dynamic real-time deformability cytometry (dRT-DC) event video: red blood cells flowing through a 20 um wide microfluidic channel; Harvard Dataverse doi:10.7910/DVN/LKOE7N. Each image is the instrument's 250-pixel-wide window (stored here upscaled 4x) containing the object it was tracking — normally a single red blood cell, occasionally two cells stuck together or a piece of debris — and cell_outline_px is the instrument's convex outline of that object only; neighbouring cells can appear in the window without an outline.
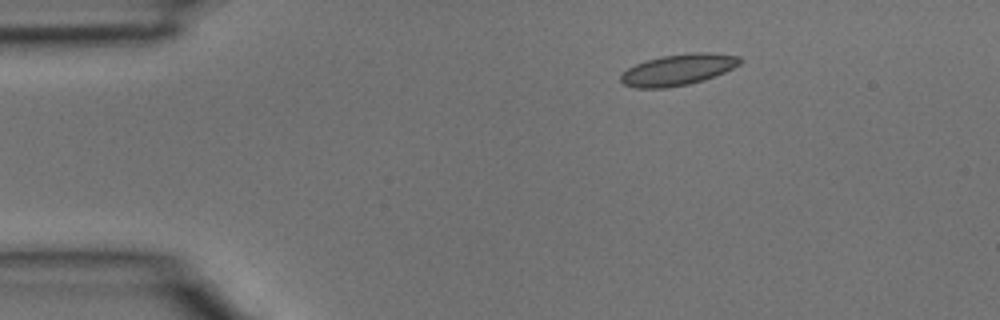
{"species": "common noctule bat (a hibernating species)", "species_latin": "Nyctalus noctula", "temperature_condition": "room temperature", "stored_images_in_passage": 4, "camera_frame_rate_fps": 3000, "um_per_image_px": 0.085, "animal": {"sex": "male", "body_mass_g": 15.6}, "frame": {"image": 1, "passage_image": 2, "time_ms": 0.333, "image_size_px": [1000, 320], "cell_outline_px": [[744, 60], [740, 64], [724, 72], [704, 80], [688, 84], [668, 88], [636, 88], [624, 84], [620, 80], [620, 76], [628, 68], [636, 64], [660, 56], [692, 52], [712, 52], [740, 56]], "centroid_in_image_um": [57.67, 5.91], "position_along_channel_um": 27.3, "area_um2": 21.73}}
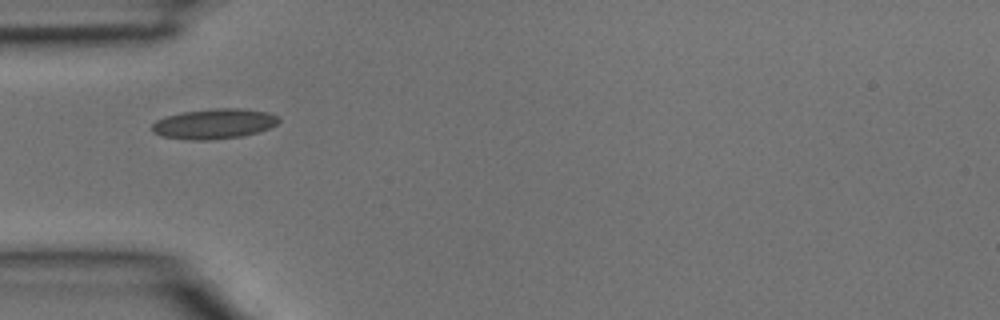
{"frame": {"image": 2, "passage_image": 4, "time_ms": 1.0, "image_size_px": [1000, 320], "cell_outline_px": [[280, 120], [276, 124], [268, 128], [244, 136], [212, 140], [188, 140], [160, 136], [152, 132], [152, 124], [156, 120], [164, 116], [184, 112], [216, 108], [240, 108], [268, 112], [276, 116]], "centroid_in_image_um": [18.15, 10.53], "position_along_channel_um": 66.8, "area_um2": 22.31}}